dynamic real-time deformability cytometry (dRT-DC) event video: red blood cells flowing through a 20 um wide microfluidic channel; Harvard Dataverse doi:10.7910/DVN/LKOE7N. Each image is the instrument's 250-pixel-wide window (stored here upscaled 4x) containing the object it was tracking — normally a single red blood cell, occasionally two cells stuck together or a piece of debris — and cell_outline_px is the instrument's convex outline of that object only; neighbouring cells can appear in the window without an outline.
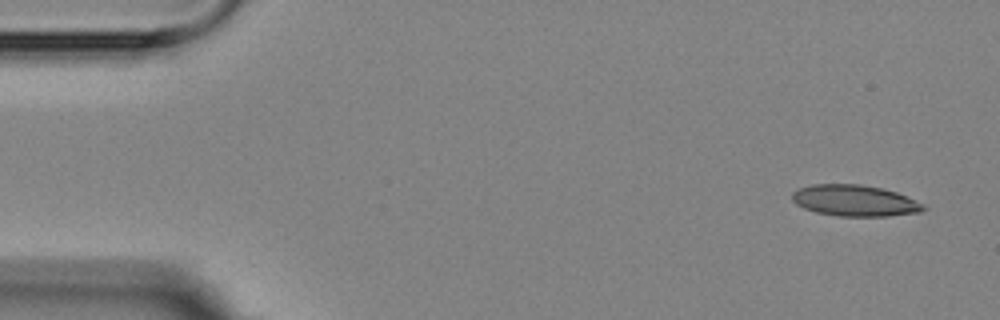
{"species": "Egyptian fruit bat (a non-hibernating species)", "species_latin": "Rousettus aegyptiacus", "temperature_condition": "room temperature", "stored_images_in_passage": 16, "camera_frame_rate_fps": 3000, "um_per_image_px": 0.085, "animal": {"sex": "female"}, "frame": {"image": 1, "passage_image": 1, "time_ms": 0.0, "image_size_px": [1000, 320], "cell_outline_px": [[928, 208], [920, 212], [888, 216], [836, 216], [816, 212], [804, 208], [796, 204], [792, 200], [792, 192], [800, 188], [812, 184], [860, 184], [880, 188], [896, 192], [908, 196], [924, 204]], "centroid_in_image_um": [72.67, 17.05], "position_along_channel_um": 12.3, "area_um2": 23.99}}
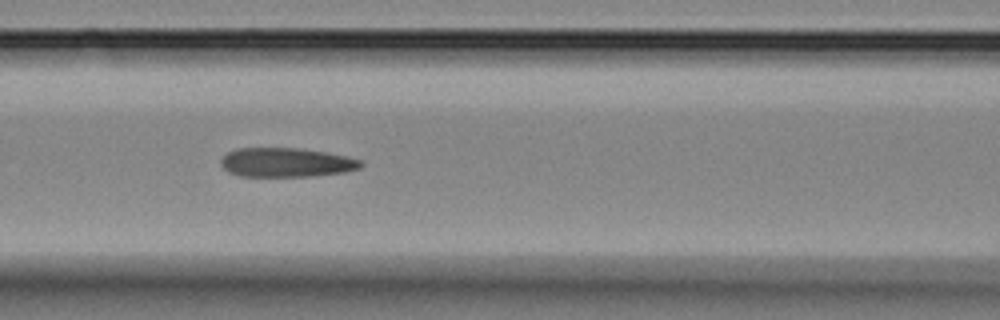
{"frame": {"image": 2, "passage_image": 7, "time_ms": 6.667, "image_size_px": [1000, 320], "cell_outline_px": [[364, 164], [360, 168], [348, 172], [312, 176], [240, 176], [228, 172], [220, 164], [220, 160], [228, 152], [236, 148], [300, 148], [328, 152], [348, 156], [364, 160]], "centroid_in_image_um": [24.39, 13.8], "position_along_channel_um": 142.2, "area_um2": 24.16}}
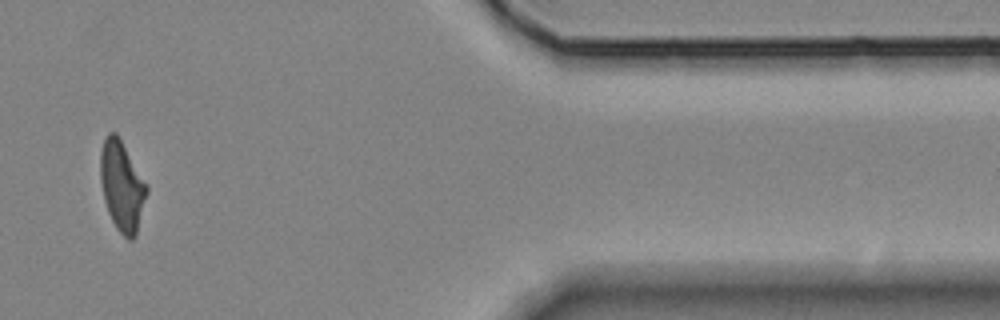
{"frame": {"image": 3, "passage_image": 14, "time_ms": 15.0, "image_size_px": [1000, 320], "cell_outline_px": [[148, 192], [136, 236], [132, 240], [128, 240], [116, 228], [108, 212], [104, 200], [100, 180], [100, 152], [104, 140], [108, 132], [116, 132], [148, 184]], "centroid_in_image_um": [10.37, 15.82], "position_along_channel_um": 401.0, "area_um2": 24.51}, "authors_computed_cell_mechanics": {"area_um2": 24.276, "velocity_mm_per_s": 3.5872, "shape_relaxation_time_tau1_ms": 6.2653, "shape_relaxation_time_tau2_ms": 2.509, "deformation_change_tau1": 0.1799, "deformation_change_tau2": 0.0921}}